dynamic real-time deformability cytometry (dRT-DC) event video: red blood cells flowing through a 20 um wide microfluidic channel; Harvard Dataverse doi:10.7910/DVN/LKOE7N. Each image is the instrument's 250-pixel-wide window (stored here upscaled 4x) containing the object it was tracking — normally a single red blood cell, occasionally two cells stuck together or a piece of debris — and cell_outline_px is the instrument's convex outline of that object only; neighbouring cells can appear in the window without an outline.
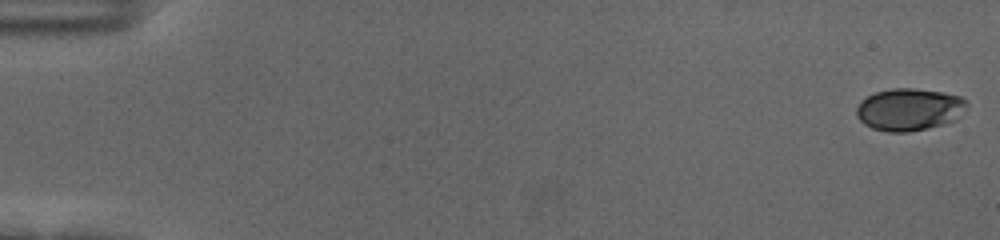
{"species": "human", "species_latin": "Homo sapiens", "temperature_condition": "cold", "stored_images_in_passage": 38, "camera_frame_rate_fps": 3000, "um_per_image_px": 0.085, "donor": {"sex": "female"}, "frame": {"image": 1, "passage_image": 1, "time_ms": 0.0, "image_size_px": [1000, 240], "cell_outline_px": [[968, 104], [956, 120], [944, 124], [908, 132], [888, 132], [872, 128], [864, 124], [856, 116], [856, 108], [860, 100], [876, 92], [892, 88], [912, 88], [944, 92], [960, 96], [968, 100]], "centroid_in_image_um": [77.28, 9.3], "position_along_channel_um": 7.7, "area_um2": 27.34}}
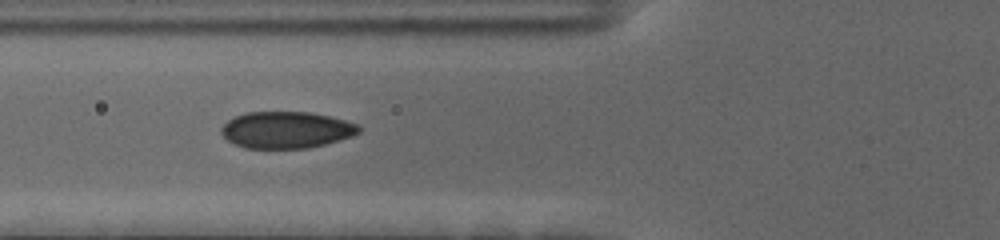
{"frame": {"image": 2, "passage_image": 22, "time_ms": 7.0, "image_size_px": [1000, 240], "cell_outline_px": [[360, 132], [352, 136], [324, 144], [308, 148], [244, 148], [228, 140], [220, 132], [220, 128], [228, 120], [244, 112], [308, 112], [328, 116], [344, 120], [356, 124], [360, 128]], "centroid_in_image_um": [24.3, 11.04], "position_along_channel_um": 101.5, "area_um2": 29.19}}
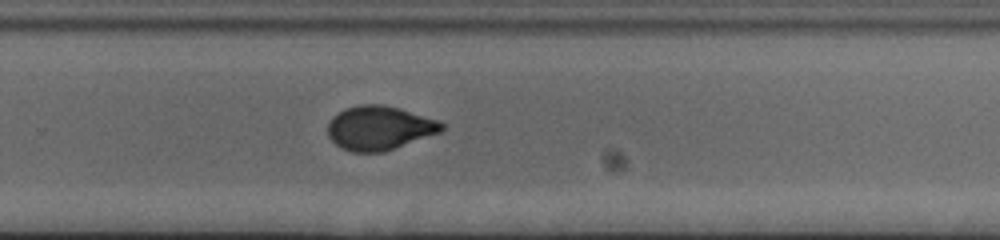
{"frame": {"image": 3, "passage_image": 38, "time_ms": 12.333, "image_size_px": [1000, 240], "cell_outline_px": [[444, 128], [440, 132], [384, 152], [352, 152], [340, 148], [328, 136], [328, 124], [332, 116], [336, 112], [344, 108], [360, 104], [384, 104], [400, 108], [440, 120], [444, 124]], "centroid_in_image_um": [32.23, 10.86], "position_along_channel_um": 297.6, "area_um2": 29.54}}